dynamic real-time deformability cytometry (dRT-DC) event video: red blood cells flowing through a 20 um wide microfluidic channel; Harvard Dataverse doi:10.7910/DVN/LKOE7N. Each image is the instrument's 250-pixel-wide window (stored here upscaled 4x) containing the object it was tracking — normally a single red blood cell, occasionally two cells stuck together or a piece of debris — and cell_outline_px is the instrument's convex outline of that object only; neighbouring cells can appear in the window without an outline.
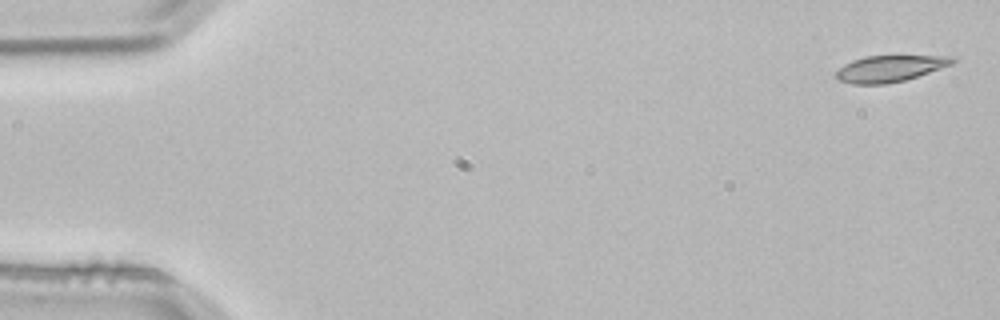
{"species": "common noctule bat (a hibernating species)", "species_latin": "Nyctalus noctula", "temperature_condition": "room temperature", "stored_images_in_passage": 3, "camera_frame_rate_fps": 3000, "um_per_image_px": 0.085, "animal": {"sex": "male", "body_mass_g": 21.5, "forearm_length_mm": 52.0}, "frame": {"image": 1, "passage_image": 1, "time_ms": 0.0, "image_size_px": [1000, 320], "cell_outline_px": [[956, 60], [952, 64], [904, 80], [884, 84], [852, 84], [836, 80], [836, 72], [844, 64], [852, 60], [864, 56], [948, 56]], "centroid_in_image_um": [75.56, 5.83], "position_along_channel_um": 9.4, "area_um2": 17.63}}